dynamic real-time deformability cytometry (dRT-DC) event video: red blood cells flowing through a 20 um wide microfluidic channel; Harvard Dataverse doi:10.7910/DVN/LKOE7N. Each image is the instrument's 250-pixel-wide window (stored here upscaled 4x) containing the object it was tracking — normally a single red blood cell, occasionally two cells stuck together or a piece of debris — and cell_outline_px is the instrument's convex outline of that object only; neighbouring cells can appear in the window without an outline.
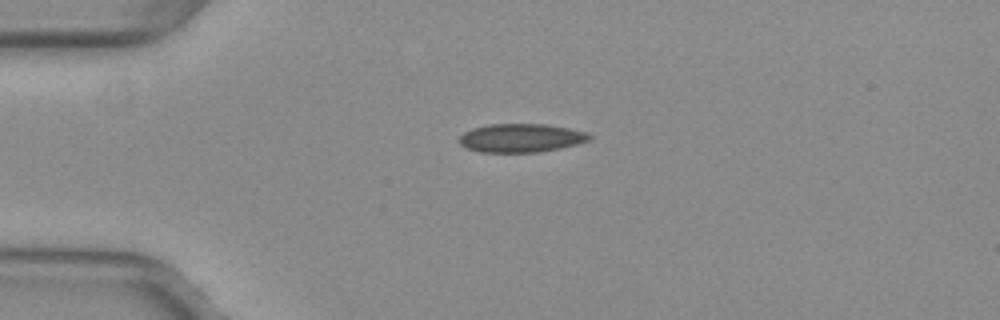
{"species": "common noctule bat (a hibernating species)", "species_latin": "Nyctalus noctula", "temperature_condition": "warm", "stored_images_in_passage": 40, "camera_frame_rate_fps": 3000, "um_per_image_px": 0.085, "animal": {"sex": "female", "body_mass_g": 29.2, "forearm_length_mm": 56.3}, "frame": {"image": 1, "passage_image": 1, "time_ms": 0.0, "image_size_px": [1000, 320], "cell_outline_px": [[592, 136], [588, 140], [576, 144], [560, 148], [540, 152], [480, 152], [468, 148], [460, 144], [460, 136], [464, 132], [472, 128], [488, 124], [548, 124], [588, 132]], "centroid_in_image_um": [44.29, 11.72], "position_along_channel_um": 40.7, "area_um2": 21.62}}
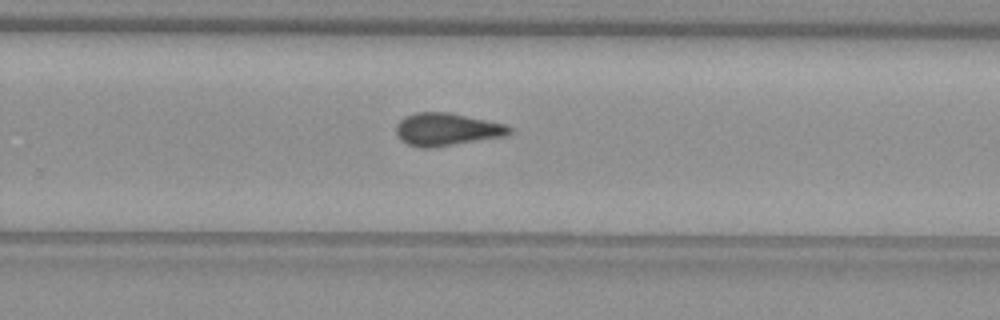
{"frame": {"image": 2, "passage_image": 22, "time_ms": 7.0, "image_size_px": [1000, 320], "cell_outline_px": [[512, 132], [508, 136], [428, 148], [420, 148], [408, 144], [400, 140], [396, 132], [396, 124], [404, 116], [416, 112], [448, 112], [508, 124], [512, 128]], "centroid_in_image_um": [38.0, 10.99], "position_along_channel_um": 291.8, "area_um2": 21.79}}
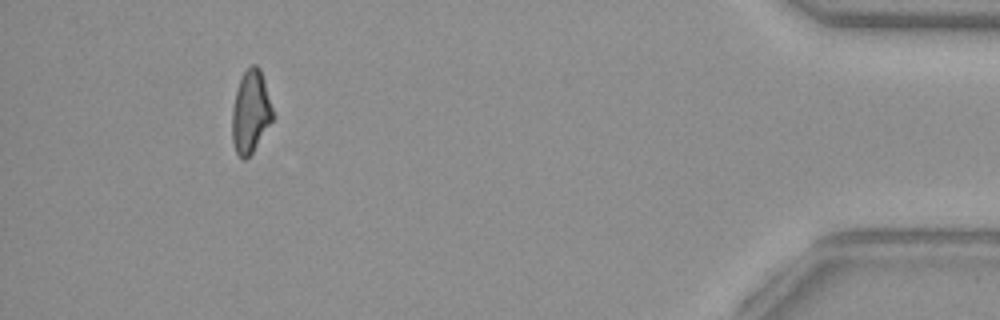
{"frame": {"image": 3, "passage_image": 36, "time_ms": 11.667, "image_size_px": [1000, 320], "cell_outline_px": [[276, 116], [252, 152], [244, 160], [236, 152], [232, 140], [232, 108], [236, 92], [240, 80], [244, 72], [252, 64], [256, 64], [260, 68]], "centroid_in_image_um": [21.33, 9.5], "position_along_channel_um": 413.9, "area_um2": 19.59}, "authors_computed_cell_mechanics": {"area_um2": 21.1259, "velocity_mm_per_s": 4.019, "shape_relaxation_time_tau1_ms": null, "shape_relaxation_time_tau2_ms": 2.8109, "deformation_change_tau1": null, "deformation_change_tau2": 0.0965}}